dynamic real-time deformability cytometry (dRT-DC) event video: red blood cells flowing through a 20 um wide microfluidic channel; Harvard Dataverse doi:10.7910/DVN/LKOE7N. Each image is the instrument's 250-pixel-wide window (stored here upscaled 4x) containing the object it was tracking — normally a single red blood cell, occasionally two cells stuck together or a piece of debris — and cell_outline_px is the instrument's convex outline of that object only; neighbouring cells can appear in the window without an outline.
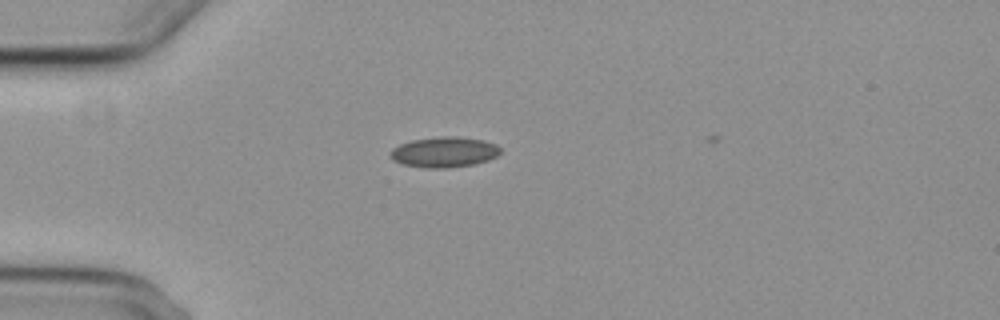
{"species": "common noctule bat (a hibernating species)", "species_latin": "Nyctalus noctula", "temperature_condition": "cold", "stored_images_in_passage": 2, "camera_frame_rate_fps": 3000, "um_per_image_px": 0.085, "animal": {"sex": "female", "body_mass_g": 29.2, "forearm_length_mm": 56.3}, "frame": {"image": 1, "passage_image": 1, "time_ms": 0.0, "image_size_px": [1000, 320], "cell_outline_px": [[500, 152], [496, 156], [488, 160], [476, 164], [448, 168], [428, 168], [404, 164], [392, 160], [388, 156], [392, 148], [400, 144], [412, 140], [440, 136], [452, 136], [484, 140], [496, 144], [500, 148]], "centroid_in_image_um": [37.74, 12.93], "position_along_channel_um": 47.3, "area_um2": 19.59}}
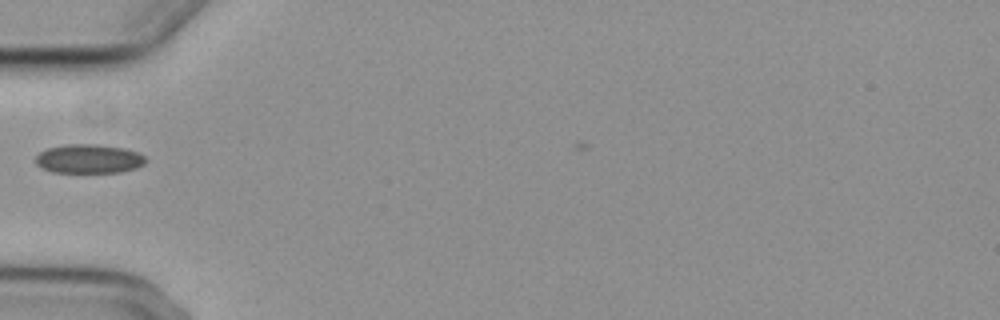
{"frame": {"image": 2, "passage_image": 2, "time_ms": 1.333, "image_size_px": [1000, 320], "cell_outline_px": [[148, 160], [144, 164], [136, 168], [120, 172], [52, 172], [40, 168], [36, 164], [36, 156], [40, 152], [48, 148], [68, 144], [96, 144], [124, 148], [136, 152], [144, 156]], "centroid_in_image_um": [7.55, 13.5], "position_along_channel_um": 77.5, "area_um2": 18.61}}